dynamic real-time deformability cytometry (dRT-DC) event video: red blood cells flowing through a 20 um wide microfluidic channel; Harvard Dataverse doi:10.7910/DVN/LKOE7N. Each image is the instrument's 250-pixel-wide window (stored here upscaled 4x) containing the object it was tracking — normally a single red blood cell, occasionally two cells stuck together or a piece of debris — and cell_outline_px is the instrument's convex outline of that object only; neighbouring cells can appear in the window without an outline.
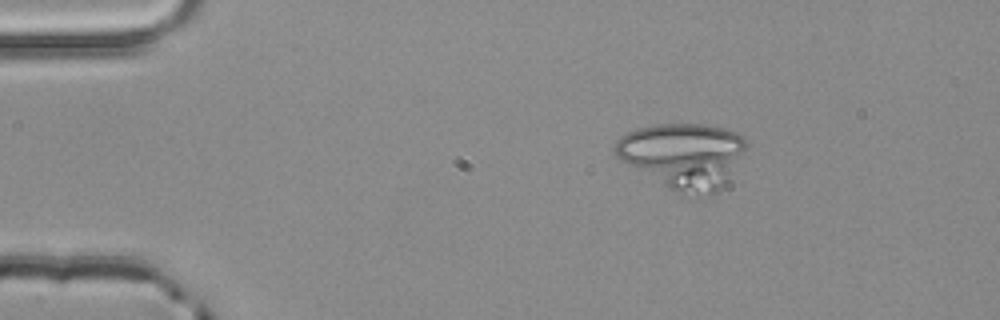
{"species": "common noctule bat (a hibernating species)", "species_latin": "Nyctalus noctula", "temperature_condition": "room temperature", "stored_images_in_passage": 3, "camera_frame_rate_fps": 3000, "um_per_image_px": 0.085, "animal": {"sex": "male", "body_mass_g": 20.4}, "frame": {"image": 1, "passage_image": 1, "time_ms": 0.0, "image_size_px": [1000, 320], "cell_outline_px": [[748, 148], [728, 180], [720, 192], [696, 192], [668, 188], [620, 160], [616, 156], [612, 148], [616, 140], [620, 136], [636, 128], [656, 124], [704, 124], [724, 128], [736, 132], [744, 136], [748, 140]], "centroid_in_image_um": [58.09, 13.15], "position_along_channel_um": 26.9, "area_um2": 49.65}}